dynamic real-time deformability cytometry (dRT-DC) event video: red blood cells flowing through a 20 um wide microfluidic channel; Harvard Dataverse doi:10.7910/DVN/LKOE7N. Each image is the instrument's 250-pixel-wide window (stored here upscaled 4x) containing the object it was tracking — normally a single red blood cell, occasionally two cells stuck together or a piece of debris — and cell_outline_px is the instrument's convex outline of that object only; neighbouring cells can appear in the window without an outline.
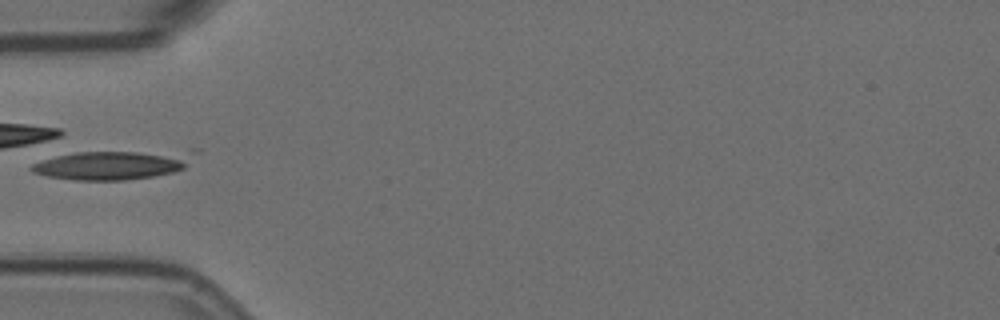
{"species": "Egyptian fruit bat (a non-hibernating species)", "species_latin": "Rousettus aegyptiacus", "temperature_condition": "room temperature", "stored_images_in_passage": 5, "camera_frame_rate_fps": 3000, "um_per_image_px": 0.085, "animal": {"sex": "female"}, "frame": {"image": 1, "passage_image": 5, "time_ms": 1.333, "image_size_px": [1000, 320], "cell_outline_px": [[200, 152], [184, 168], [172, 172], [156, 176], [124, 180], [72, 180], [48, 176], [32, 172], [28, 168], [32, 164], [56, 156], [76, 152], [188, 148], [200, 148]], "centroid_in_image_um": [9.82, 13.95], "position_along_channel_um": 75.2, "area_um2": 29.02}}